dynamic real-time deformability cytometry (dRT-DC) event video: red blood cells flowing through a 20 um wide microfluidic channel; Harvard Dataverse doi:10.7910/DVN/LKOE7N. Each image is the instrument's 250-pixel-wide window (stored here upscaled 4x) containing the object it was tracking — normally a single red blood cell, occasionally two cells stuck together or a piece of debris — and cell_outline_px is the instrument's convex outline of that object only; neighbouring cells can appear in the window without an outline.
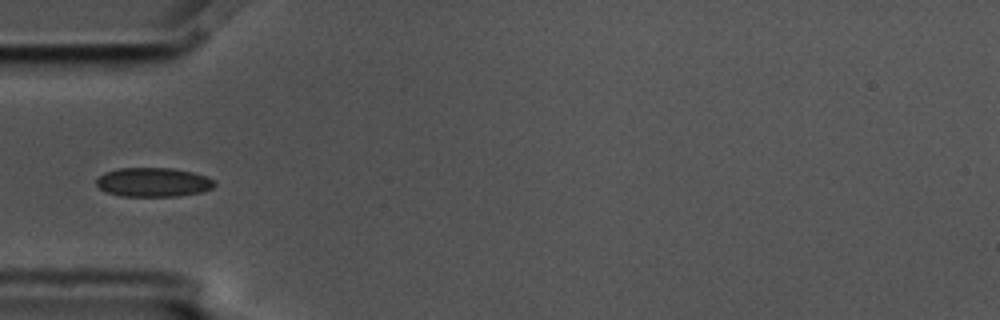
{"species": "common noctule bat (a hibernating species)", "species_latin": "Nyctalus noctula", "temperature_condition": "cold", "stored_images_in_passage": 15, "camera_frame_rate_fps": 3000, "um_per_image_px": 0.085, "animal": {"sex": "male", "body_mass_g": 17.5, "forearm_length_mm": 52.3}, "frame": {"image": 1, "passage_image": 5, "time_ms": 1.333, "image_size_px": [1000, 320], "cell_outline_px": [[216, 184], [212, 188], [200, 192], [180, 196], [120, 196], [108, 192], [100, 188], [96, 184], [96, 180], [104, 172], [120, 168], [172, 168], [192, 172], [216, 180]], "centroid_in_image_um": [13.04, 15.49], "position_along_channel_um": 72.0, "area_um2": 20.0}}
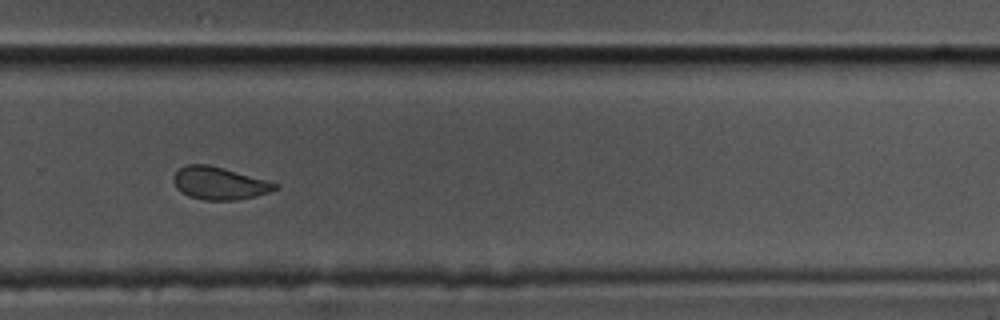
{"frame": {"image": 2, "passage_image": 11, "time_ms": 3.333, "image_size_px": [1000, 320], "cell_outline_px": [[280, 188], [256, 196], [236, 200], [204, 200], [188, 196], [180, 192], [176, 188], [172, 180], [172, 176], [180, 168], [188, 164], [208, 164], [224, 168], [280, 184]], "centroid_in_image_um": [18.62, 15.58], "position_along_channel_um": 311.2, "area_um2": 19.42}}
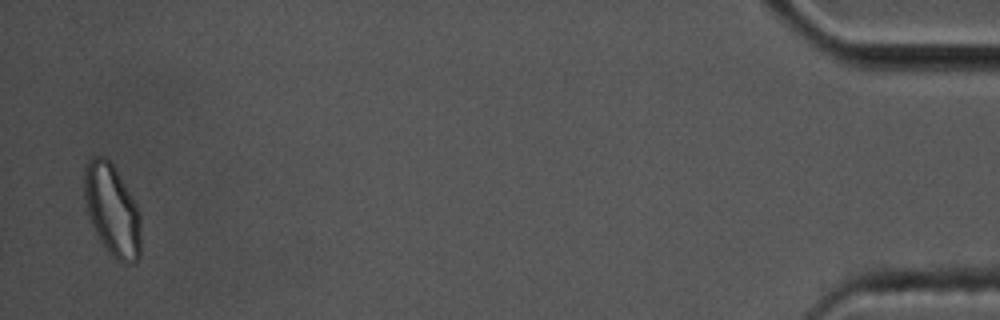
{"frame": {"image": 3, "passage_image": 15, "time_ms": 4.667, "image_size_px": [1000, 320], "cell_outline_px": [[140, 260], [136, 264], [124, 264], [116, 260], [108, 252], [100, 240], [88, 216], [84, 196], [84, 168], [88, 160], [92, 156], [104, 156], [116, 168], [136, 204], [140, 212]], "centroid_in_image_um": [9.54, 17.89], "position_along_channel_um": 425.7, "area_um2": 30.58}}